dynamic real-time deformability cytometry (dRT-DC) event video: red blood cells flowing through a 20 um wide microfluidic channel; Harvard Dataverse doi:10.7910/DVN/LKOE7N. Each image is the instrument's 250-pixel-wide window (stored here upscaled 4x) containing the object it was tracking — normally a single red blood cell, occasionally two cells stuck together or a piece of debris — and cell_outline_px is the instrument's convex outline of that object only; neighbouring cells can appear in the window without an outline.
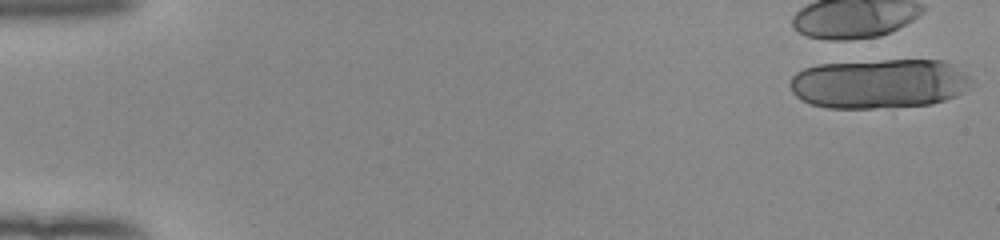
{"species": "human", "species_latin": "Homo sapiens", "temperature_condition": "room temperature", "stored_images_in_passage": 3, "camera_frame_rate_fps": 3000, "um_per_image_px": 0.085, "donor": {"sex": "female"}, "frame": {"image": 1, "passage_image": 1, "time_ms": 0.0, "image_size_px": [1000, 240], "cell_outline_px": [[972, 80], [968, 88], [964, 92], [956, 96], [932, 104], [872, 108], [828, 108], [812, 104], [800, 100], [792, 92], [788, 84], [792, 76], [796, 72], [804, 68], [816, 64], [884, 60], [944, 60], [952, 64], [972, 76]], "centroid_in_image_um": [74.73, 7.1], "position_along_channel_um": 10.3, "area_um2": 52.89}}